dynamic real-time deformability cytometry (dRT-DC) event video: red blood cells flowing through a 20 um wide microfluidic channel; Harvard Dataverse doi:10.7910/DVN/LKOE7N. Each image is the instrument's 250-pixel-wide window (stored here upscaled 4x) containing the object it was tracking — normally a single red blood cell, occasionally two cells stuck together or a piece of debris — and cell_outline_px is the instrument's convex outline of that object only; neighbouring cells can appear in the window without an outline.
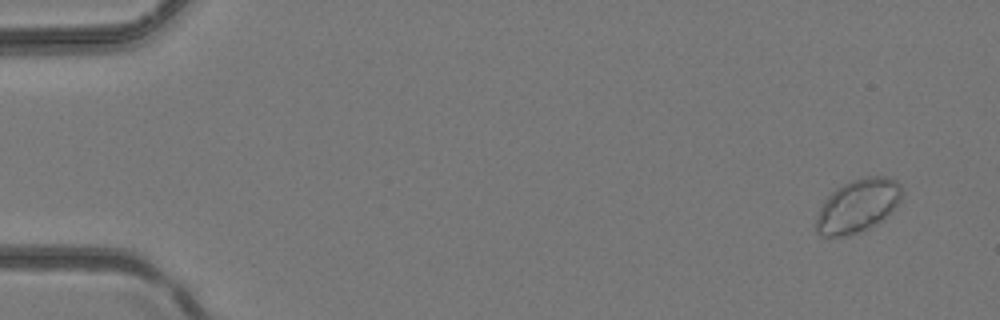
{"species": "common noctule bat (a hibernating species)", "species_latin": "Nyctalus noctula", "temperature_condition": "room temperature", "stored_images_in_passage": 5, "camera_frame_rate_fps": 3000, "um_per_image_px": 0.085, "animal": {"sex": "female", "body_mass_g": 24.6, "forearm_length_mm": 56.2}, "frame": {"image": 1, "passage_image": 1, "time_ms": 0.0, "image_size_px": [1000, 320], "cell_outline_px": [[900, 200], [892, 212], [888, 216], [876, 224], [868, 228], [848, 236], [820, 236], [816, 232], [816, 220], [820, 208], [824, 200], [836, 188], [852, 180], [868, 176], [888, 176], [896, 180], [900, 184]], "centroid_in_image_um": [72.91, 17.5], "position_along_channel_um": 12.1, "area_um2": 26.53}}